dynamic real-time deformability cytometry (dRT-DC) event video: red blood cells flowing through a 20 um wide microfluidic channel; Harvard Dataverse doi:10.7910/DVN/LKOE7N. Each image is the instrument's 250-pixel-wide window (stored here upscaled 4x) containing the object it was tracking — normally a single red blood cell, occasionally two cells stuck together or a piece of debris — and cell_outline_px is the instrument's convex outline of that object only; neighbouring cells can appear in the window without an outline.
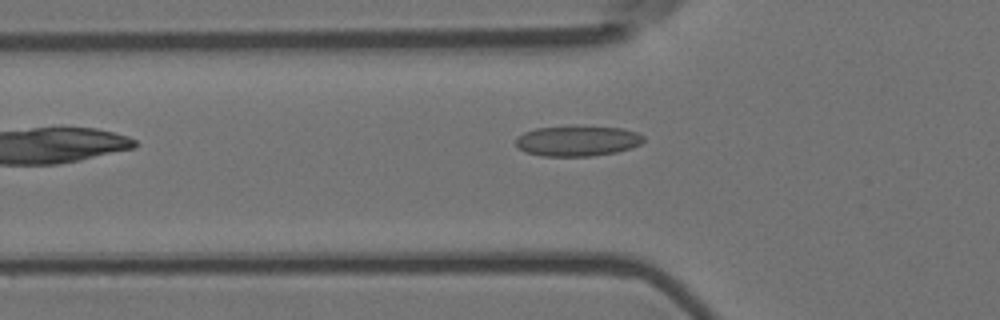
{"species": "Egyptian fruit bat (a non-hibernating species)", "species_latin": "Rousettus aegyptiacus", "temperature_condition": "room temperature", "stored_images_in_passage": 4, "camera_frame_rate_fps": 3000, "um_per_image_px": 0.085, "animal": {"sex": "female"}, "frame": {"image": 1, "passage_image": 3, "time_ms": 0.667, "image_size_px": [1000, 320], "cell_outline_px": [[644, 140], [640, 144], [632, 148], [616, 152], [592, 156], [544, 156], [524, 152], [516, 144], [516, 140], [524, 132], [536, 128], [624, 128], [636, 132], [644, 136]], "centroid_in_image_um": [49.11, 12.01], "position_along_channel_um": 76.7, "area_um2": 21.96}}
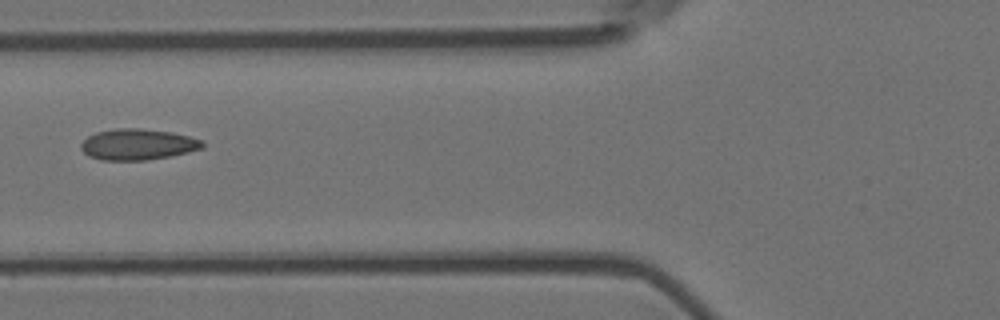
{"frame": {"image": 2, "passage_image": 4, "time_ms": 1.0, "image_size_px": [1000, 320], "cell_outline_px": [[204, 148], [188, 152], [168, 156], [144, 160], [100, 160], [88, 156], [80, 148], [80, 144], [88, 136], [96, 132], [116, 128], [140, 128], [172, 132], [188, 136], [200, 140], [204, 144]], "centroid_in_image_um": [11.67, 12.27], "position_along_channel_um": 114.1, "area_um2": 21.91}}